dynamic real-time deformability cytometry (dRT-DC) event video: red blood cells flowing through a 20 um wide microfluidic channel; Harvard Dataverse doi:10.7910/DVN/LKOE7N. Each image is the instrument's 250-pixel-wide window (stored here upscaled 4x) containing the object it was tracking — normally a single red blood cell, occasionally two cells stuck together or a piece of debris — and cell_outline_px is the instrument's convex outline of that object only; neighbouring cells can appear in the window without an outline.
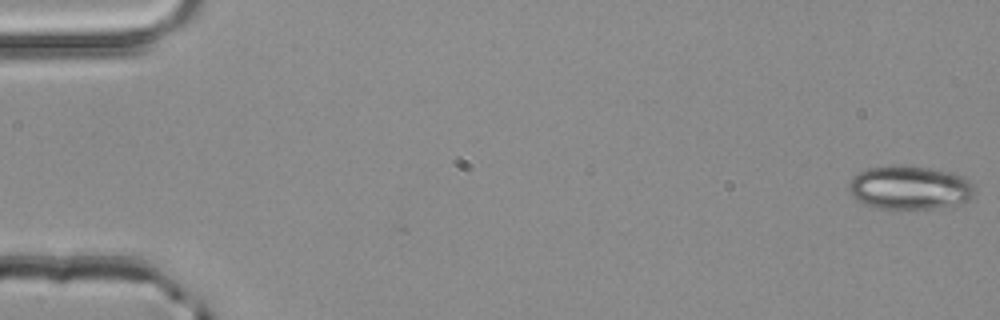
{"species": "common noctule bat (a hibernating species)", "species_latin": "Nyctalus noctula", "temperature_condition": "room temperature", "stored_images_in_passage": 52, "camera_frame_rate_fps": 3000, "um_per_image_px": 0.085, "animal": {"sex": "male", "body_mass_g": 20.4}, "frame": {"image": 1, "passage_image": 1, "time_ms": 0.0, "image_size_px": [1000, 320], "cell_outline_px": [[976, 192], [968, 200], [960, 204], [936, 208], [900, 212], [876, 208], [864, 204], [856, 200], [852, 196], [848, 188], [848, 184], [852, 176], [856, 172], [868, 168], [896, 164], [928, 168], [952, 172], [964, 176], [976, 188]], "centroid_in_image_um": [77.29, 15.98], "position_along_channel_um": 7.7, "area_um2": 33.29}}
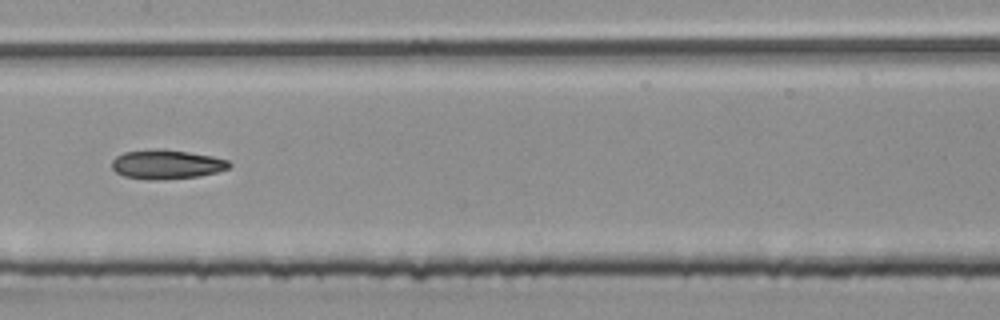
{"frame": {"image": 2, "passage_image": 27, "time_ms": 8.667, "image_size_px": [1000, 320], "cell_outline_px": [[232, 164], [228, 168], [216, 172], [200, 176], [156, 180], [148, 180], [124, 176], [116, 172], [112, 168], [112, 160], [116, 156], [124, 152], [156, 148], [164, 148], [212, 156], [228, 160]], "centroid_in_image_um": [14.14, 13.96], "position_along_channel_um": 193.3, "area_um2": 20.11}}
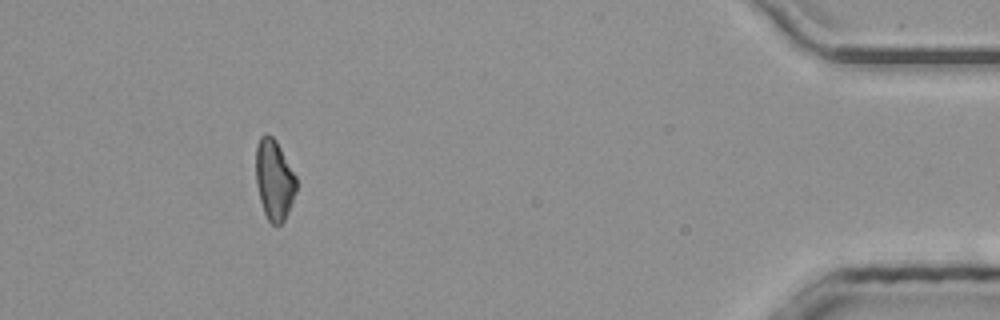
{"frame": {"image": 3, "passage_image": 48, "time_ms": 15.667, "image_size_px": [1000, 320], "cell_outline_px": [[296, 192], [288, 212], [284, 220], [280, 224], [272, 224], [268, 220], [264, 212], [260, 200], [256, 184], [256, 144], [260, 136], [264, 132], [268, 132], [276, 140], [296, 176]], "centroid_in_image_um": [23.29, 15.24], "position_along_channel_um": 411.9, "area_um2": 19.02}}